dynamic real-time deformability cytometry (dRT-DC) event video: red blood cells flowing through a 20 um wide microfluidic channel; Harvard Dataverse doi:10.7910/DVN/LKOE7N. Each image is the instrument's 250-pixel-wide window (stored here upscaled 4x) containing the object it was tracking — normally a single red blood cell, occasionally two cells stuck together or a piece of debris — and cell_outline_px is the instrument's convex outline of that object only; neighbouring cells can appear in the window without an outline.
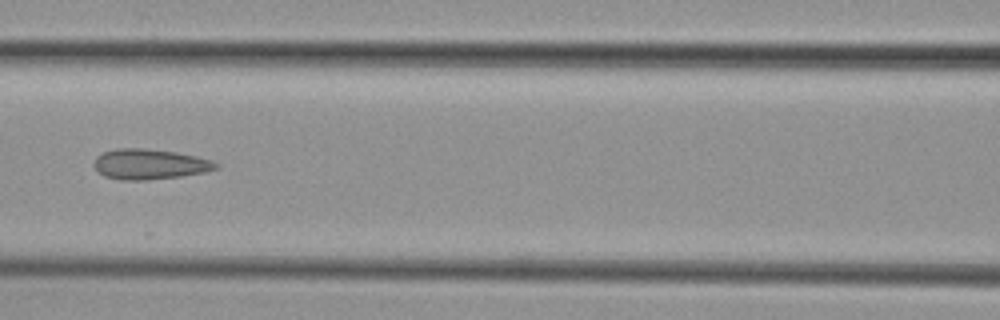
{"species": "common noctule bat (a hibernating species)", "species_latin": "Nyctalus noctula", "temperature_condition": "cold", "stored_images_in_passage": 6, "camera_frame_rate_fps": 3000, "um_per_image_px": 0.085, "animal": {"sex": "female", "body_mass_g": 29.2, "forearm_length_mm": 56.3}, "frame": {"image": 1, "passage_image": 6, "time_ms": 7.333, "image_size_px": [1000, 320], "cell_outline_px": [[220, 164], [216, 168], [204, 172], [180, 176], [144, 180], [120, 180], [104, 176], [92, 164], [96, 156], [104, 152], [116, 148], [144, 148], [176, 152], [196, 156], [212, 160]], "centroid_in_image_um": [12.7, 13.95], "position_along_channel_um": 153.9, "area_um2": 21.5}}